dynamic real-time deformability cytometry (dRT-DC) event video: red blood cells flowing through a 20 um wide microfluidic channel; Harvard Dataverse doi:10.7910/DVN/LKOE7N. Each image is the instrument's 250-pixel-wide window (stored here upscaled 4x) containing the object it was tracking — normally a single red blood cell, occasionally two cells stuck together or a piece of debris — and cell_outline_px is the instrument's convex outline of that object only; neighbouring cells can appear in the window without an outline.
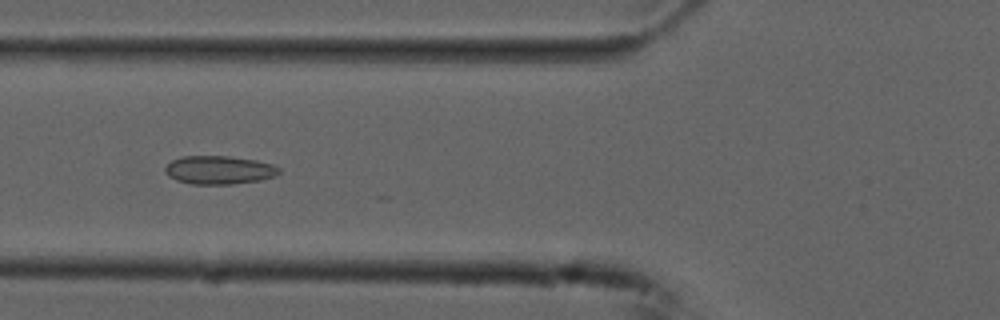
{"species": "common noctule bat (a hibernating species)", "species_latin": "Nyctalus noctula", "temperature_condition": "cold", "stored_images_in_passage": 26, "camera_frame_rate_fps": 3000, "um_per_image_px": 0.085, "animal": {"sex": "male", "forearm_length_mm": 52.5}, "frame": {"image": 1, "passage_image": 14, "time_ms": 4.333, "image_size_px": [1000, 320], "cell_outline_px": [[280, 172], [276, 176], [260, 180], [232, 184], [192, 184], [176, 180], [168, 176], [164, 172], [164, 168], [172, 160], [184, 156], [228, 156], [256, 160], [272, 164], [280, 168]], "centroid_in_image_um": [18.62, 14.45], "position_along_channel_um": 107.2, "area_um2": 18.9}}
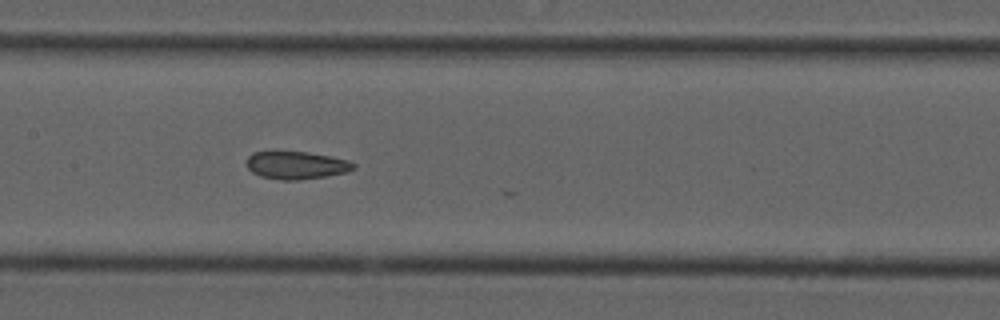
{"frame": {"image": 2, "passage_image": 20, "time_ms": 6.333, "image_size_px": [1000, 320], "cell_outline_px": [[356, 168], [348, 172], [300, 180], [280, 180], [260, 176], [252, 172], [248, 168], [248, 156], [252, 152], [276, 148], [308, 152], [348, 160], [356, 164]], "centroid_in_image_um": [25.14, 14.0], "position_along_channel_um": 182.3, "area_um2": 17.98}}
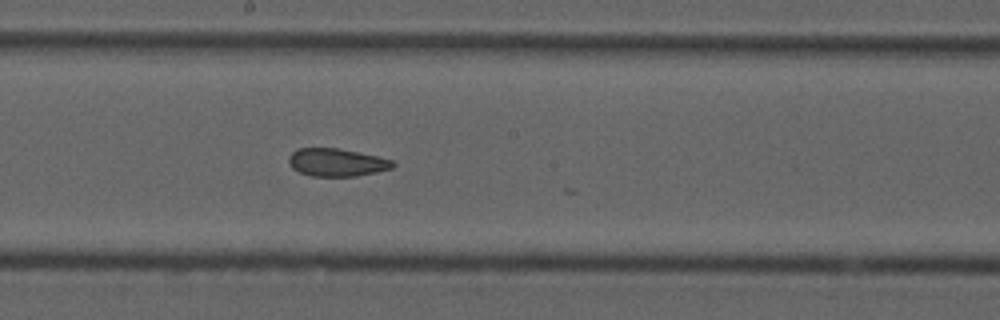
{"frame": {"image": 3, "passage_image": 23, "time_ms": 7.333, "image_size_px": [1000, 320], "cell_outline_px": [[396, 164], [392, 168], [376, 172], [356, 176], [312, 176], [300, 172], [292, 168], [288, 164], [288, 156], [296, 148], [340, 148], [376, 156], [392, 160]], "centroid_in_image_um": [28.59, 13.8], "position_along_channel_um": 219.6, "area_um2": 16.94}}